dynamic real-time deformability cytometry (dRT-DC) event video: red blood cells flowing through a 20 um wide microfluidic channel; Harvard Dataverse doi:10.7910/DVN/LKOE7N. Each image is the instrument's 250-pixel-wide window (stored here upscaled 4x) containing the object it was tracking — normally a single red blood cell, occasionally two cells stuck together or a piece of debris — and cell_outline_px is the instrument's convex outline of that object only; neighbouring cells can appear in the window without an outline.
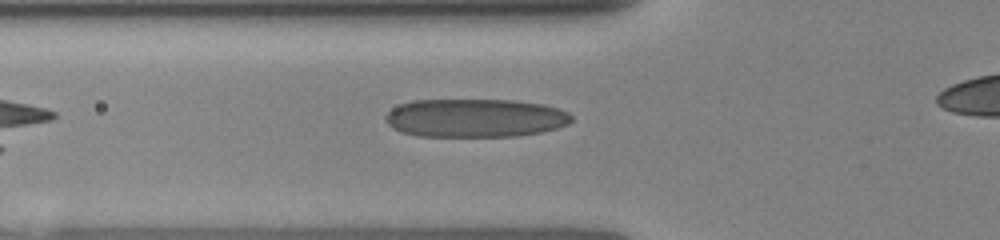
{"species": "human", "species_latin": "Homo sapiens", "temperature_condition": "room temperature", "stored_images_in_passage": 21, "camera_frame_rate_fps": 3000, "um_per_image_px": 0.085, "donor": {"sex": "female"}, "frame": {"image": 1, "passage_image": 5, "time_ms": 1.333, "image_size_px": [1000, 240], "cell_outline_px": [[572, 120], [568, 124], [544, 132], [516, 136], [416, 136], [400, 132], [392, 128], [384, 120], [384, 116], [392, 108], [400, 104], [412, 100], [516, 100], [544, 104], [568, 112], [572, 116]], "centroid_in_image_um": [40.37, 10.03], "position_along_channel_um": 85.4, "area_um2": 42.02}}
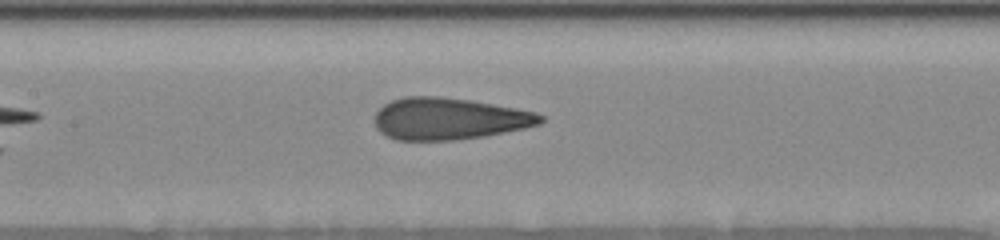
{"frame": {"image": 2, "passage_image": 10, "time_ms": 3.333, "image_size_px": [1000, 240], "cell_outline_px": [[544, 120], [540, 124], [524, 128], [484, 136], [456, 140], [396, 140], [380, 132], [376, 128], [376, 112], [384, 104], [392, 100], [404, 96], [440, 96], [472, 100], [516, 108], [536, 112], [544, 116]], "centroid_in_image_um": [38.18, 10.08], "position_along_channel_um": 169.2, "area_um2": 40.52}}
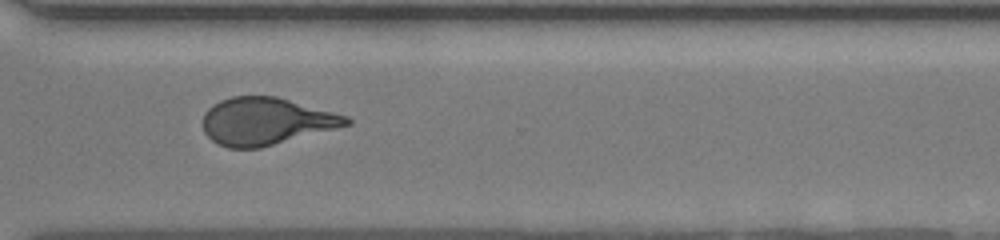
{"frame": {"image": 3, "passage_image": 18, "time_ms": 7.667, "image_size_px": [1000, 240], "cell_outline_px": [[352, 124], [260, 148], [228, 148], [212, 140], [204, 132], [204, 112], [212, 104], [220, 100], [232, 96], [276, 96], [348, 116], [352, 120]], "centroid_in_image_um": [22.61, 10.3], "position_along_channel_um": 348.0, "area_um2": 39.42}}